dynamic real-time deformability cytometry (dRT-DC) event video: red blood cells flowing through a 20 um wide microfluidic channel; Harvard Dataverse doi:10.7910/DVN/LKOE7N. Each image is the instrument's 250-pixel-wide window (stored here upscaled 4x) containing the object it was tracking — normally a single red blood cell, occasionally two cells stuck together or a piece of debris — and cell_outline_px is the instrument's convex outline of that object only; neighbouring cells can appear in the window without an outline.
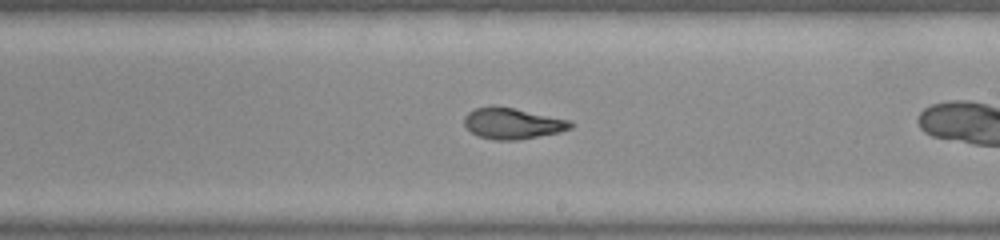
{"species": "common noctule bat (a hibernating species)", "species_latin": "Nyctalus noctula", "temperature_condition": "warm", "stored_images_in_passage": 25, "camera_frame_rate_fps": 3000, "um_per_image_px": 0.085, "animal": {"sex": "female", "body_mass_g": 22.0, "forearm_length_mm": 56.7}, "frame": {"image": 1, "passage_image": 15, "time_ms": 4.667, "image_size_px": [1000, 240], "cell_outline_px": [[576, 124], [572, 128], [560, 132], [516, 140], [492, 140], [480, 136], [472, 132], [464, 124], [464, 116], [468, 112], [476, 108], [512, 108], [572, 120]], "centroid_in_image_um": [43.63, 10.52], "position_along_channel_um": 245.4, "area_um2": 18.84}}
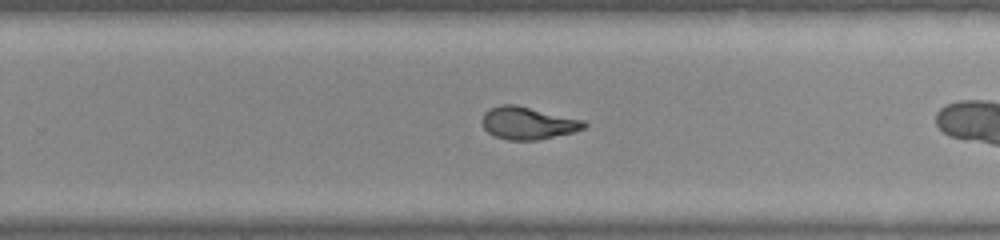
{"frame": {"image": 2, "passage_image": 18, "time_ms": 5.667, "image_size_px": [1000, 240], "cell_outline_px": [[588, 124], [584, 128], [572, 132], [536, 140], [508, 140], [492, 136], [484, 128], [480, 120], [484, 112], [500, 104], [516, 104], [584, 120]], "centroid_in_image_um": [44.83, 10.45], "position_along_channel_um": 285.0, "area_um2": 19.36}}